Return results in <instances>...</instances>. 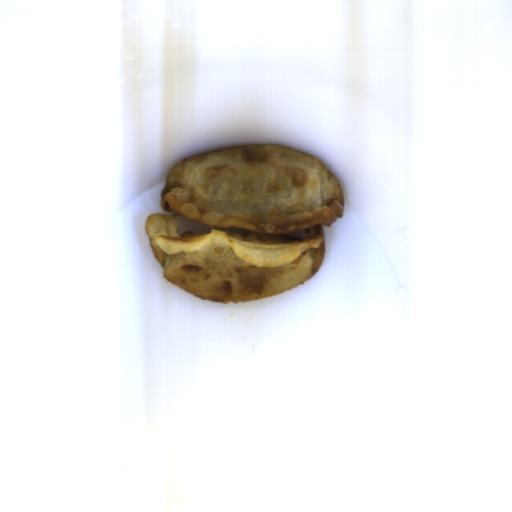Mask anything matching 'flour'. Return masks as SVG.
<instances>
[{
	"instance_id": "c2a2500e",
	"label": "flour",
	"mask_w": 512,
	"mask_h": 512,
	"mask_svg": "<svg viewBox=\"0 0 512 512\" xmlns=\"http://www.w3.org/2000/svg\"><path fill=\"white\" fill-rule=\"evenodd\" d=\"M145 219L165 279L204 301L235 304L292 289L317 273L324 228L343 218L335 175L315 156L269 144L230 146L177 161ZM185 214L208 231L177 234ZM305 231L301 238L287 236Z\"/></svg>"
}]
</instances>
